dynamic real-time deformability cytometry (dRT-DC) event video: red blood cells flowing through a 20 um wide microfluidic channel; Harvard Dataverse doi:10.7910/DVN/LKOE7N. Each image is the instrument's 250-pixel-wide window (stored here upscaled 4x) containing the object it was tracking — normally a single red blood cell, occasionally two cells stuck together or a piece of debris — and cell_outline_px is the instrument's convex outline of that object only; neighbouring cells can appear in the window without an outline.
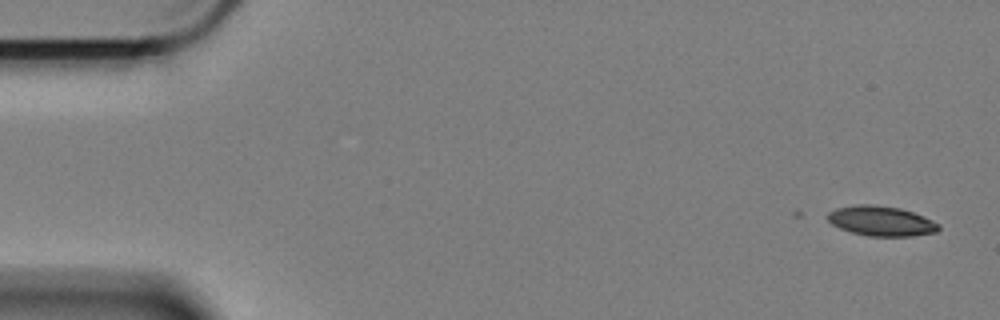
{"species": "Egyptian fruit bat (a non-hibernating species)", "species_latin": "Rousettus aegyptiacus", "temperature_condition": "cold", "stored_images_in_passage": 6, "camera_frame_rate_fps": 3000, "um_per_image_px": 0.085, "animal": {"sex": "female"}, "frame": {"image": 1, "passage_image": 1, "time_ms": 0.0, "image_size_px": [1000, 320], "cell_outline_px": [[940, 228], [936, 232], [912, 236], [868, 236], [852, 232], [840, 228], [832, 224], [828, 220], [828, 212], [836, 208], [860, 204], [868, 204], [900, 208], [924, 216], [940, 224]], "centroid_in_image_um": [74.92, 18.79], "position_along_channel_um": 10.1, "area_um2": 19.25}}